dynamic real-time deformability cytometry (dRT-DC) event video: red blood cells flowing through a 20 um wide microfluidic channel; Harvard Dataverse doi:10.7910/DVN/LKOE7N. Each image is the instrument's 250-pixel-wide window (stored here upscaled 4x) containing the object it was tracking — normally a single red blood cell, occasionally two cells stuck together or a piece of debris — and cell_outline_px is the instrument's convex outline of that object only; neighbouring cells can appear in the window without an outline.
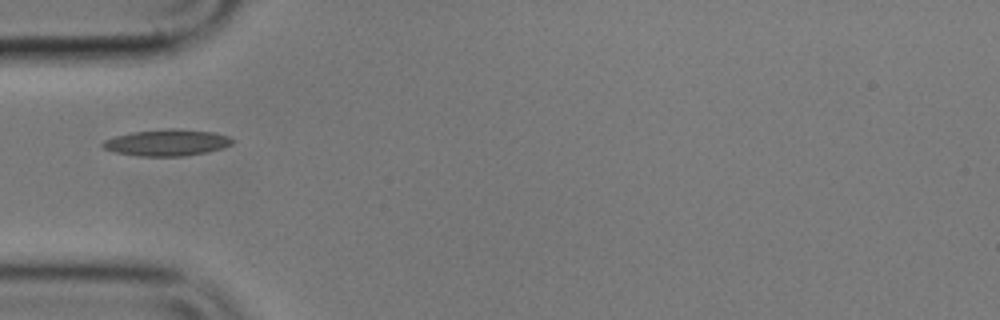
{"species": "common noctule bat (a hibernating species)", "species_latin": "Nyctalus noctula", "temperature_condition": "cold", "stored_images_in_passage": 33, "camera_frame_rate_fps": 3000, "um_per_image_px": 0.085, "animal": {"sex": "male", "body_mass_g": 17.9}, "frame": {"image": 1, "passage_image": 1, "time_ms": 0.0, "image_size_px": [1000, 320], "cell_outline_px": [[236, 140], [232, 144], [224, 148], [208, 152], [180, 156], [136, 156], [116, 152], [104, 148], [100, 144], [104, 140], [116, 136], [132, 132], [168, 128], [176, 128], [212, 132], [228, 136]], "centroid_in_image_um": [14.22, 12.12], "position_along_channel_um": 70.8, "area_um2": 20.06}}
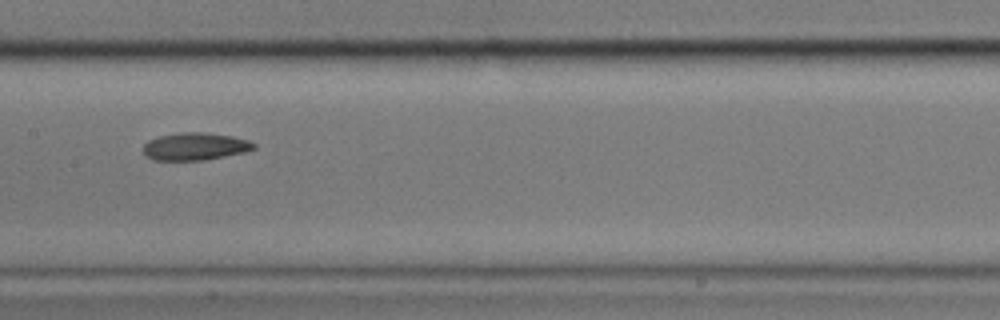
{"frame": {"image": 2, "passage_image": 11, "time_ms": 3.333, "image_size_px": [1000, 320], "cell_outline_px": [[256, 148], [244, 152], [204, 160], [152, 160], [144, 156], [144, 144], [148, 140], [160, 136], [180, 132], [204, 132], [232, 136], [248, 140], [256, 144]], "centroid_in_image_um": [16.56, 12.45], "position_along_channel_um": 190.8, "area_um2": 17.74}}
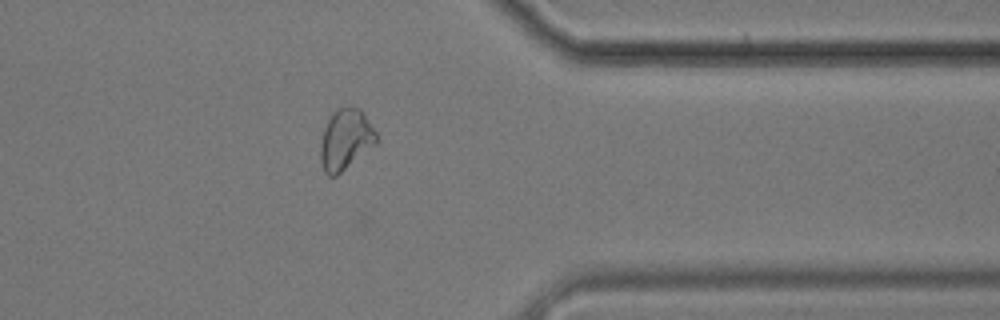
{"frame": {"image": 3, "passage_image": 28, "time_ms": 9.0, "image_size_px": [1000, 320], "cell_outline_px": [[380, 140], [376, 144], [336, 176], [328, 176], [324, 172], [320, 160], [320, 144], [324, 128], [328, 120], [336, 108], [360, 108], [376, 132]], "centroid_in_image_um": [29.37, 11.88], "position_along_channel_um": 382.0, "area_um2": 19.71}, "authors_computed_cell_mechanics": {"area_um2": 18.3226, "velocity_mm_per_s": 3.5763, "shape_relaxation_time_tau1_ms": 5.7462, "shape_relaxation_time_tau2_ms": 10.54, "deformation_change_tau1": 0.139, "deformation_change_tau2": 0.1705}}